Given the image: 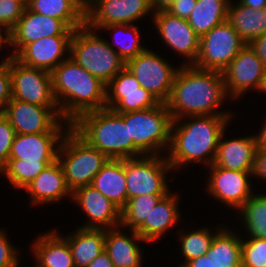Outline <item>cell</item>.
Wrapping results in <instances>:
<instances>
[{
    "mask_svg": "<svg viewBox=\"0 0 266 267\" xmlns=\"http://www.w3.org/2000/svg\"><path fill=\"white\" fill-rule=\"evenodd\" d=\"M226 96L222 72L181 64L166 105L173 120L201 115L233 116L216 111Z\"/></svg>",
    "mask_w": 266,
    "mask_h": 267,
    "instance_id": "6da1fadb",
    "label": "cell"
},
{
    "mask_svg": "<svg viewBox=\"0 0 266 267\" xmlns=\"http://www.w3.org/2000/svg\"><path fill=\"white\" fill-rule=\"evenodd\" d=\"M52 72V90L64 120L73 123L81 114L106 108V84L67 55Z\"/></svg>",
    "mask_w": 266,
    "mask_h": 267,
    "instance_id": "7a4b0ae2",
    "label": "cell"
},
{
    "mask_svg": "<svg viewBox=\"0 0 266 267\" xmlns=\"http://www.w3.org/2000/svg\"><path fill=\"white\" fill-rule=\"evenodd\" d=\"M192 121L173 120L167 160L173 169L191 162L208 167L214 162L219 138L232 116H188ZM180 123V124H179ZM176 167V168H175Z\"/></svg>",
    "mask_w": 266,
    "mask_h": 267,
    "instance_id": "3957f363",
    "label": "cell"
},
{
    "mask_svg": "<svg viewBox=\"0 0 266 267\" xmlns=\"http://www.w3.org/2000/svg\"><path fill=\"white\" fill-rule=\"evenodd\" d=\"M71 128L91 147L109 159H130L144 156L129 141L128 125L123 113L103 108L81 114Z\"/></svg>",
    "mask_w": 266,
    "mask_h": 267,
    "instance_id": "277c9868",
    "label": "cell"
},
{
    "mask_svg": "<svg viewBox=\"0 0 266 267\" xmlns=\"http://www.w3.org/2000/svg\"><path fill=\"white\" fill-rule=\"evenodd\" d=\"M70 57L88 73L106 85L126 66L120 55L86 24L75 29L70 43Z\"/></svg>",
    "mask_w": 266,
    "mask_h": 267,
    "instance_id": "5b68a950",
    "label": "cell"
},
{
    "mask_svg": "<svg viewBox=\"0 0 266 267\" xmlns=\"http://www.w3.org/2000/svg\"><path fill=\"white\" fill-rule=\"evenodd\" d=\"M128 125L129 141L143 155H159L170 146L172 116L166 103L154 108L123 113Z\"/></svg>",
    "mask_w": 266,
    "mask_h": 267,
    "instance_id": "8992f818",
    "label": "cell"
},
{
    "mask_svg": "<svg viewBox=\"0 0 266 267\" xmlns=\"http://www.w3.org/2000/svg\"><path fill=\"white\" fill-rule=\"evenodd\" d=\"M108 160L105 154L91 147L72 128L64 135L58 150V161L63 167L71 192L91 185L93 178Z\"/></svg>",
    "mask_w": 266,
    "mask_h": 267,
    "instance_id": "52a82bcc",
    "label": "cell"
},
{
    "mask_svg": "<svg viewBox=\"0 0 266 267\" xmlns=\"http://www.w3.org/2000/svg\"><path fill=\"white\" fill-rule=\"evenodd\" d=\"M172 170L166 157L144 155L125 159L128 199L139 195H166L169 193L166 174Z\"/></svg>",
    "mask_w": 266,
    "mask_h": 267,
    "instance_id": "ba28073f",
    "label": "cell"
},
{
    "mask_svg": "<svg viewBox=\"0 0 266 267\" xmlns=\"http://www.w3.org/2000/svg\"><path fill=\"white\" fill-rule=\"evenodd\" d=\"M245 45L237 31L226 20L200 38L199 53L194 66L223 72Z\"/></svg>",
    "mask_w": 266,
    "mask_h": 267,
    "instance_id": "9c48e42d",
    "label": "cell"
},
{
    "mask_svg": "<svg viewBox=\"0 0 266 267\" xmlns=\"http://www.w3.org/2000/svg\"><path fill=\"white\" fill-rule=\"evenodd\" d=\"M125 67L160 103L168 101L178 68L147 48L127 61Z\"/></svg>",
    "mask_w": 266,
    "mask_h": 267,
    "instance_id": "30bf717a",
    "label": "cell"
},
{
    "mask_svg": "<svg viewBox=\"0 0 266 267\" xmlns=\"http://www.w3.org/2000/svg\"><path fill=\"white\" fill-rule=\"evenodd\" d=\"M3 115L16 134L63 133V123L71 127V123L62 118L59 107L34 105L13 98L6 104Z\"/></svg>",
    "mask_w": 266,
    "mask_h": 267,
    "instance_id": "8fae6325",
    "label": "cell"
},
{
    "mask_svg": "<svg viewBox=\"0 0 266 267\" xmlns=\"http://www.w3.org/2000/svg\"><path fill=\"white\" fill-rule=\"evenodd\" d=\"M9 68L13 99L45 107H58L50 72L27 66L15 57L9 62Z\"/></svg>",
    "mask_w": 266,
    "mask_h": 267,
    "instance_id": "7c38bea8",
    "label": "cell"
},
{
    "mask_svg": "<svg viewBox=\"0 0 266 267\" xmlns=\"http://www.w3.org/2000/svg\"><path fill=\"white\" fill-rule=\"evenodd\" d=\"M85 24L97 31L110 24H132L152 12L150 0H86Z\"/></svg>",
    "mask_w": 266,
    "mask_h": 267,
    "instance_id": "4fadbf2b",
    "label": "cell"
},
{
    "mask_svg": "<svg viewBox=\"0 0 266 267\" xmlns=\"http://www.w3.org/2000/svg\"><path fill=\"white\" fill-rule=\"evenodd\" d=\"M106 108L116 113L154 108L160 102L125 67L106 85Z\"/></svg>",
    "mask_w": 266,
    "mask_h": 267,
    "instance_id": "5bb4252c",
    "label": "cell"
},
{
    "mask_svg": "<svg viewBox=\"0 0 266 267\" xmlns=\"http://www.w3.org/2000/svg\"><path fill=\"white\" fill-rule=\"evenodd\" d=\"M265 69L256 52L246 44L222 72L228 97L239 98L252 88L260 91Z\"/></svg>",
    "mask_w": 266,
    "mask_h": 267,
    "instance_id": "9a60e30c",
    "label": "cell"
},
{
    "mask_svg": "<svg viewBox=\"0 0 266 267\" xmlns=\"http://www.w3.org/2000/svg\"><path fill=\"white\" fill-rule=\"evenodd\" d=\"M161 38L174 52L188 60L183 65H194L199 53L200 37L189 25L187 19L171 15L167 11L152 14Z\"/></svg>",
    "mask_w": 266,
    "mask_h": 267,
    "instance_id": "2e32d148",
    "label": "cell"
},
{
    "mask_svg": "<svg viewBox=\"0 0 266 267\" xmlns=\"http://www.w3.org/2000/svg\"><path fill=\"white\" fill-rule=\"evenodd\" d=\"M207 191L220 202L239 210L253 195L249 177L253 172L228 170L215 164L209 166Z\"/></svg>",
    "mask_w": 266,
    "mask_h": 267,
    "instance_id": "e0dca14e",
    "label": "cell"
},
{
    "mask_svg": "<svg viewBox=\"0 0 266 267\" xmlns=\"http://www.w3.org/2000/svg\"><path fill=\"white\" fill-rule=\"evenodd\" d=\"M70 29L62 20L35 13L25 7L16 26L10 31L11 46L15 56L26 44L49 36H72Z\"/></svg>",
    "mask_w": 266,
    "mask_h": 267,
    "instance_id": "ac0fdd59",
    "label": "cell"
},
{
    "mask_svg": "<svg viewBox=\"0 0 266 267\" xmlns=\"http://www.w3.org/2000/svg\"><path fill=\"white\" fill-rule=\"evenodd\" d=\"M89 217L82 228L109 229L120 226L121 210L92 185L82 186L72 192V197Z\"/></svg>",
    "mask_w": 266,
    "mask_h": 267,
    "instance_id": "d6986e66",
    "label": "cell"
},
{
    "mask_svg": "<svg viewBox=\"0 0 266 267\" xmlns=\"http://www.w3.org/2000/svg\"><path fill=\"white\" fill-rule=\"evenodd\" d=\"M72 36H49L26 44L14 57L23 64L52 72L70 53Z\"/></svg>",
    "mask_w": 266,
    "mask_h": 267,
    "instance_id": "ffe728a7",
    "label": "cell"
},
{
    "mask_svg": "<svg viewBox=\"0 0 266 267\" xmlns=\"http://www.w3.org/2000/svg\"><path fill=\"white\" fill-rule=\"evenodd\" d=\"M64 133L15 134L9 159H23L31 162H55Z\"/></svg>",
    "mask_w": 266,
    "mask_h": 267,
    "instance_id": "44dd1931",
    "label": "cell"
},
{
    "mask_svg": "<svg viewBox=\"0 0 266 267\" xmlns=\"http://www.w3.org/2000/svg\"><path fill=\"white\" fill-rule=\"evenodd\" d=\"M224 135L223 131L213 164L228 170L253 172L258 148L256 135L223 140Z\"/></svg>",
    "mask_w": 266,
    "mask_h": 267,
    "instance_id": "7402d4cb",
    "label": "cell"
},
{
    "mask_svg": "<svg viewBox=\"0 0 266 267\" xmlns=\"http://www.w3.org/2000/svg\"><path fill=\"white\" fill-rule=\"evenodd\" d=\"M24 190L31 197L32 204L37 205L58 202L63 197L72 196L58 159L42 170Z\"/></svg>",
    "mask_w": 266,
    "mask_h": 267,
    "instance_id": "603a6c76",
    "label": "cell"
},
{
    "mask_svg": "<svg viewBox=\"0 0 266 267\" xmlns=\"http://www.w3.org/2000/svg\"><path fill=\"white\" fill-rule=\"evenodd\" d=\"M120 229L121 225L105 229V251L109 254L113 266L142 267V251L136 242L146 241L134 230H131L132 236L128 237L120 232Z\"/></svg>",
    "mask_w": 266,
    "mask_h": 267,
    "instance_id": "cb8c5ba5",
    "label": "cell"
},
{
    "mask_svg": "<svg viewBox=\"0 0 266 267\" xmlns=\"http://www.w3.org/2000/svg\"><path fill=\"white\" fill-rule=\"evenodd\" d=\"M178 195L167 193L154 206L144 223L136 232L146 241L159 240L161 235L178 222L180 213L178 208Z\"/></svg>",
    "mask_w": 266,
    "mask_h": 267,
    "instance_id": "d4e9b609",
    "label": "cell"
},
{
    "mask_svg": "<svg viewBox=\"0 0 266 267\" xmlns=\"http://www.w3.org/2000/svg\"><path fill=\"white\" fill-rule=\"evenodd\" d=\"M91 185L122 210L128 201L125 159H109L93 178Z\"/></svg>",
    "mask_w": 266,
    "mask_h": 267,
    "instance_id": "484cf974",
    "label": "cell"
},
{
    "mask_svg": "<svg viewBox=\"0 0 266 267\" xmlns=\"http://www.w3.org/2000/svg\"><path fill=\"white\" fill-rule=\"evenodd\" d=\"M31 247L35 267H75L68 242L56 230L38 236Z\"/></svg>",
    "mask_w": 266,
    "mask_h": 267,
    "instance_id": "4316f807",
    "label": "cell"
},
{
    "mask_svg": "<svg viewBox=\"0 0 266 267\" xmlns=\"http://www.w3.org/2000/svg\"><path fill=\"white\" fill-rule=\"evenodd\" d=\"M85 0H27L26 7L35 12L62 20L70 29L85 25Z\"/></svg>",
    "mask_w": 266,
    "mask_h": 267,
    "instance_id": "83f0119b",
    "label": "cell"
},
{
    "mask_svg": "<svg viewBox=\"0 0 266 267\" xmlns=\"http://www.w3.org/2000/svg\"><path fill=\"white\" fill-rule=\"evenodd\" d=\"M63 238L71 249L75 267H88L105 250V229L80 227Z\"/></svg>",
    "mask_w": 266,
    "mask_h": 267,
    "instance_id": "f1b7e54d",
    "label": "cell"
},
{
    "mask_svg": "<svg viewBox=\"0 0 266 267\" xmlns=\"http://www.w3.org/2000/svg\"><path fill=\"white\" fill-rule=\"evenodd\" d=\"M227 21L246 44L266 33V8L253 9L237 2L228 5Z\"/></svg>",
    "mask_w": 266,
    "mask_h": 267,
    "instance_id": "f546056e",
    "label": "cell"
},
{
    "mask_svg": "<svg viewBox=\"0 0 266 267\" xmlns=\"http://www.w3.org/2000/svg\"><path fill=\"white\" fill-rule=\"evenodd\" d=\"M239 237L228 228H218L211 246L206 252L215 267H242V239Z\"/></svg>",
    "mask_w": 266,
    "mask_h": 267,
    "instance_id": "4dcf8cb0",
    "label": "cell"
},
{
    "mask_svg": "<svg viewBox=\"0 0 266 267\" xmlns=\"http://www.w3.org/2000/svg\"><path fill=\"white\" fill-rule=\"evenodd\" d=\"M229 2L230 0H197L187 21L200 38L227 20Z\"/></svg>",
    "mask_w": 266,
    "mask_h": 267,
    "instance_id": "1f68e13d",
    "label": "cell"
},
{
    "mask_svg": "<svg viewBox=\"0 0 266 267\" xmlns=\"http://www.w3.org/2000/svg\"><path fill=\"white\" fill-rule=\"evenodd\" d=\"M239 210L249 238L266 239V194H253Z\"/></svg>",
    "mask_w": 266,
    "mask_h": 267,
    "instance_id": "d6a6232c",
    "label": "cell"
},
{
    "mask_svg": "<svg viewBox=\"0 0 266 267\" xmlns=\"http://www.w3.org/2000/svg\"><path fill=\"white\" fill-rule=\"evenodd\" d=\"M165 195H139L130 198L121 210V227L136 231L145 221V217Z\"/></svg>",
    "mask_w": 266,
    "mask_h": 267,
    "instance_id": "836d02e7",
    "label": "cell"
},
{
    "mask_svg": "<svg viewBox=\"0 0 266 267\" xmlns=\"http://www.w3.org/2000/svg\"><path fill=\"white\" fill-rule=\"evenodd\" d=\"M53 162H31L23 159H8L6 166L0 171L4 173L15 188L25 189L42 170Z\"/></svg>",
    "mask_w": 266,
    "mask_h": 267,
    "instance_id": "e575fe53",
    "label": "cell"
},
{
    "mask_svg": "<svg viewBox=\"0 0 266 267\" xmlns=\"http://www.w3.org/2000/svg\"><path fill=\"white\" fill-rule=\"evenodd\" d=\"M178 233H180L179 239L181 241L182 256L185 258V262L179 267H183L188 261L206 254L216 234H213L207 227L186 232L185 234L179 230Z\"/></svg>",
    "mask_w": 266,
    "mask_h": 267,
    "instance_id": "d590c367",
    "label": "cell"
},
{
    "mask_svg": "<svg viewBox=\"0 0 266 267\" xmlns=\"http://www.w3.org/2000/svg\"><path fill=\"white\" fill-rule=\"evenodd\" d=\"M100 29L102 30H112L115 33L119 31L124 32L131 36L129 40H123L122 38L119 37L117 34L116 38V44L118 45V49L112 45V43L108 42V44L120 55V57L125 61H129L132 58H135L138 54L143 52L146 47H143V45L140 44V30L138 26H135L134 24H110L101 27Z\"/></svg>",
    "mask_w": 266,
    "mask_h": 267,
    "instance_id": "8d00e7d4",
    "label": "cell"
},
{
    "mask_svg": "<svg viewBox=\"0 0 266 267\" xmlns=\"http://www.w3.org/2000/svg\"><path fill=\"white\" fill-rule=\"evenodd\" d=\"M242 267H266V239L242 240Z\"/></svg>",
    "mask_w": 266,
    "mask_h": 267,
    "instance_id": "74e56055",
    "label": "cell"
},
{
    "mask_svg": "<svg viewBox=\"0 0 266 267\" xmlns=\"http://www.w3.org/2000/svg\"><path fill=\"white\" fill-rule=\"evenodd\" d=\"M27 0H0L1 28L11 31L21 18Z\"/></svg>",
    "mask_w": 266,
    "mask_h": 267,
    "instance_id": "f35d334b",
    "label": "cell"
},
{
    "mask_svg": "<svg viewBox=\"0 0 266 267\" xmlns=\"http://www.w3.org/2000/svg\"><path fill=\"white\" fill-rule=\"evenodd\" d=\"M15 134V130L8 119L0 114V171L8 162Z\"/></svg>",
    "mask_w": 266,
    "mask_h": 267,
    "instance_id": "ab89813d",
    "label": "cell"
},
{
    "mask_svg": "<svg viewBox=\"0 0 266 267\" xmlns=\"http://www.w3.org/2000/svg\"><path fill=\"white\" fill-rule=\"evenodd\" d=\"M13 54L0 63V114H3L6 104L12 98V84L9 62L13 58Z\"/></svg>",
    "mask_w": 266,
    "mask_h": 267,
    "instance_id": "60d3db41",
    "label": "cell"
},
{
    "mask_svg": "<svg viewBox=\"0 0 266 267\" xmlns=\"http://www.w3.org/2000/svg\"><path fill=\"white\" fill-rule=\"evenodd\" d=\"M4 231L0 230V267H18V252L9 242Z\"/></svg>",
    "mask_w": 266,
    "mask_h": 267,
    "instance_id": "b9f144b4",
    "label": "cell"
},
{
    "mask_svg": "<svg viewBox=\"0 0 266 267\" xmlns=\"http://www.w3.org/2000/svg\"><path fill=\"white\" fill-rule=\"evenodd\" d=\"M197 0H175L172 5L167 9L171 15L188 19L190 13L194 9Z\"/></svg>",
    "mask_w": 266,
    "mask_h": 267,
    "instance_id": "7bdbcfd3",
    "label": "cell"
},
{
    "mask_svg": "<svg viewBox=\"0 0 266 267\" xmlns=\"http://www.w3.org/2000/svg\"><path fill=\"white\" fill-rule=\"evenodd\" d=\"M252 175L266 179V149H257Z\"/></svg>",
    "mask_w": 266,
    "mask_h": 267,
    "instance_id": "ee69618b",
    "label": "cell"
},
{
    "mask_svg": "<svg viewBox=\"0 0 266 267\" xmlns=\"http://www.w3.org/2000/svg\"><path fill=\"white\" fill-rule=\"evenodd\" d=\"M249 45L266 67V33L254 39Z\"/></svg>",
    "mask_w": 266,
    "mask_h": 267,
    "instance_id": "f6af8a7d",
    "label": "cell"
},
{
    "mask_svg": "<svg viewBox=\"0 0 266 267\" xmlns=\"http://www.w3.org/2000/svg\"><path fill=\"white\" fill-rule=\"evenodd\" d=\"M183 267H215L212 259L206 254L188 261Z\"/></svg>",
    "mask_w": 266,
    "mask_h": 267,
    "instance_id": "bcb514c9",
    "label": "cell"
},
{
    "mask_svg": "<svg viewBox=\"0 0 266 267\" xmlns=\"http://www.w3.org/2000/svg\"><path fill=\"white\" fill-rule=\"evenodd\" d=\"M88 267H114L109 254L104 250L88 265Z\"/></svg>",
    "mask_w": 266,
    "mask_h": 267,
    "instance_id": "7dc6e473",
    "label": "cell"
},
{
    "mask_svg": "<svg viewBox=\"0 0 266 267\" xmlns=\"http://www.w3.org/2000/svg\"><path fill=\"white\" fill-rule=\"evenodd\" d=\"M174 1L175 0H150L154 13L158 11H167Z\"/></svg>",
    "mask_w": 266,
    "mask_h": 267,
    "instance_id": "c3c4849f",
    "label": "cell"
},
{
    "mask_svg": "<svg viewBox=\"0 0 266 267\" xmlns=\"http://www.w3.org/2000/svg\"><path fill=\"white\" fill-rule=\"evenodd\" d=\"M238 2L257 10L266 8V0H239Z\"/></svg>",
    "mask_w": 266,
    "mask_h": 267,
    "instance_id": "681fc988",
    "label": "cell"
},
{
    "mask_svg": "<svg viewBox=\"0 0 266 267\" xmlns=\"http://www.w3.org/2000/svg\"><path fill=\"white\" fill-rule=\"evenodd\" d=\"M264 127L260 130L257 137V149H266V122L263 124Z\"/></svg>",
    "mask_w": 266,
    "mask_h": 267,
    "instance_id": "f907efd6",
    "label": "cell"
},
{
    "mask_svg": "<svg viewBox=\"0 0 266 267\" xmlns=\"http://www.w3.org/2000/svg\"><path fill=\"white\" fill-rule=\"evenodd\" d=\"M4 34H3V33ZM10 45L11 43V39H10V31L7 30H2V28H0V48L1 46H3V44Z\"/></svg>",
    "mask_w": 266,
    "mask_h": 267,
    "instance_id": "816d5d0a",
    "label": "cell"
},
{
    "mask_svg": "<svg viewBox=\"0 0 266 267\" xmlns=\"http://www.w3.org/2000/svg\"><path fill=\"white\" fill-rule=\"evenodd\" d=\"M261 92H265L266 93V69H265V73L263 76V81H262V85H261Z\"/></svg>",
    "mask_w": 266,
    "mask_h": 267,
    "instance_id": "f5cc1de1",
    "label": "cell"
}]
</instances>
